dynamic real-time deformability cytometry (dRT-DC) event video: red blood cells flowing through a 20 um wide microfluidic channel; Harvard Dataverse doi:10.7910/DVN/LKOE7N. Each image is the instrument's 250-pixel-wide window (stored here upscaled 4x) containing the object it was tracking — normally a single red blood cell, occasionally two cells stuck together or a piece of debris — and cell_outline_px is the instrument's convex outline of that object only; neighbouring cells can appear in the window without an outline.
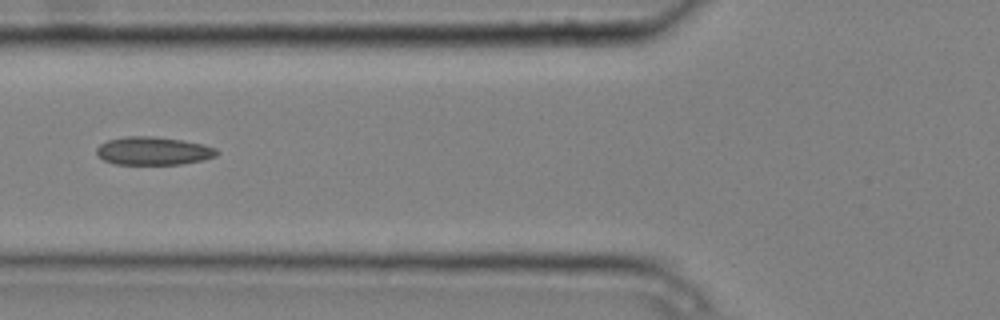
{"species": "common noctule bat (a hibernating species)", "species_latin": "Nyctalus noctula", "temperature_condition": "cold", "stored_images_in_passage": 8, "camera_frame_rate_fps": 3000, "um_per_image_px": 0.085, "animal": {"sex": "male", "body_mass_g": 20.4}, "frame": {"image": 1, "passage_image": 5, "time_ms": 1.333, "image_size_px": [1000, 320], "cell_outline_px": [[220, 152], [216, 156], [204, 160], [180, 164], [116, 164], [104, 160], [96, 152], [96, 148], [100, 144], [108, 140], [124, 136], [152, 136], [184, 140], [204, 144], [216, 148]], "centroid_in_image_um": [13.07, 12.82], "position_along_channel_um": 112.7, "area_um2": 19.83}}
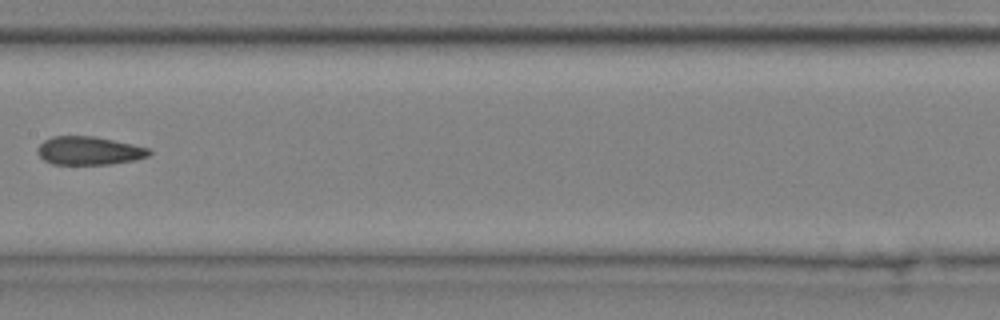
{"frame": {"image": 2, "passage_image": 7, "time_ms": 2.0, "image_size_px": [1000, 320], "cell_outline_px": [[152, 152], [148, 156], [132, 160], [112, 164], [52, 164], [44, 160], [36, 152], [36, 148], [44, 140], [52, 136], [92, 136], [152, 148]], "centroid_in_image_um": [7.55, 12.81], "position_along_channel_um": 199.8, "area_um2": 18.44}}
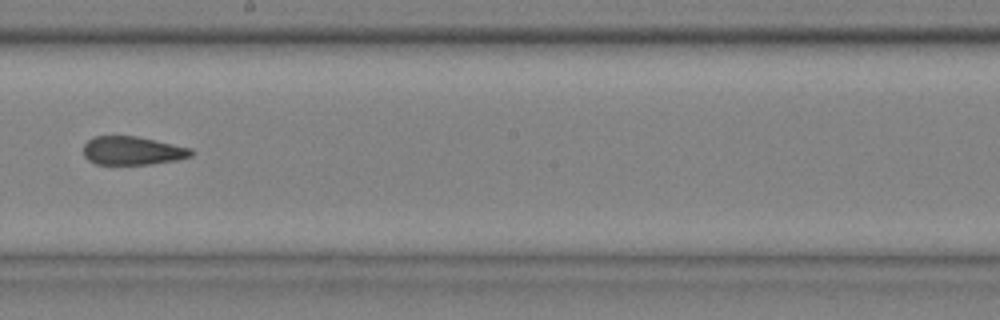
{"frame": {"image": 3, "passage_image": 8, "time_ms": 2.333, "image_size_px": [1000, 320], "cell_outline_px": [[196, 152], [192, 156], [176, 160], [152, 164], [96, 164], [88, 160], [84, 156], [84, 144], [92, 136], [136, 136], [156, 140], [192, 148]], "centroid_in_image_um": [11.28, 12.8], "position_along_channel_um": 236.9, "area_um2": 18.03}}